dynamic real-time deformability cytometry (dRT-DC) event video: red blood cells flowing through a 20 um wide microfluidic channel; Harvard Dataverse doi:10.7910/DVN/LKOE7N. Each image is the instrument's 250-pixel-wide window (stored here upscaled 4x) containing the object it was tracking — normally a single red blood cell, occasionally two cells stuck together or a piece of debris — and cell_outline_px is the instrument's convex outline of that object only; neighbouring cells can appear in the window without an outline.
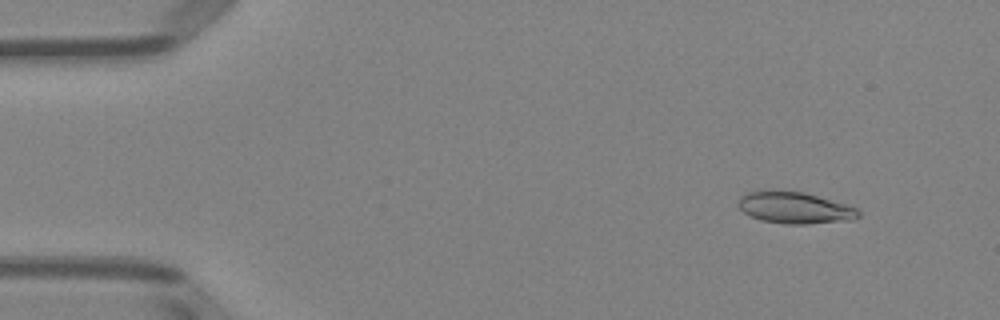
{"species": "Egyptian fruit bat (a non-hibernating species)", "species_latin": "Rousettus aegyptiacus", "temperature_condition": "room temperature", "stored_images_in_passage": 5, "camera_frame_rate_fps": 3000, "um_per_image_px": 0.085, "animal": {"sex": "female"}, "frame": {"image": 1, "passage_image": 2, "time_ms": 1.333, "image_size_px": [1000, 320], "cell_outline_px": [[860, 216], [852, 220], [808, 224], [784, 224], [760, 220], [744, 212], [736, 204], [740, 196], [748, 192], [764, 188], [804, 192], [844, 204], [856, 208], [860, 212]], "centroid_in_image_um": [67.49, 17.64], "position_along_channel_um": 17.5, "area_um2": 22.48}}
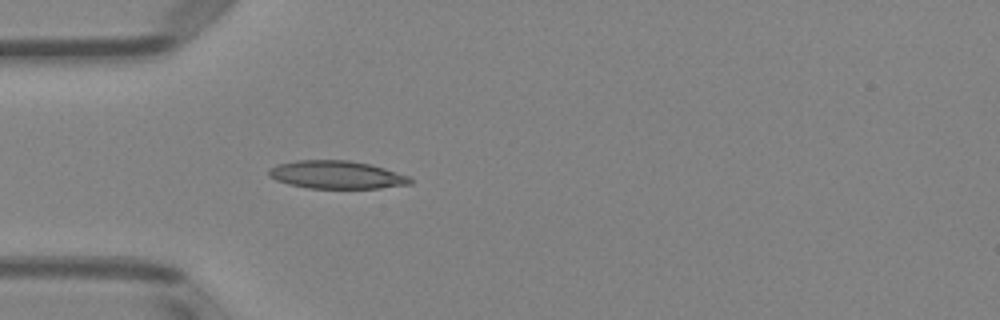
{"frame": {"image": 2, "passage_image": 5, "time_ms": 4.667, "image_size_px": [1000, 320], "cell_outline_px": [[412, 184], [380, 188], [308, 188], [288, 184], [276, 180], [268, 176], [268, 168], [276, 164], [296, 160], [348, 160], [368, 164], [384, 168], [408, 176], [412, 180]], "centroid_in_image_um": [28.56, 14.85], "position_along_channel_um": 56.4, "area_um2": 23.06}}